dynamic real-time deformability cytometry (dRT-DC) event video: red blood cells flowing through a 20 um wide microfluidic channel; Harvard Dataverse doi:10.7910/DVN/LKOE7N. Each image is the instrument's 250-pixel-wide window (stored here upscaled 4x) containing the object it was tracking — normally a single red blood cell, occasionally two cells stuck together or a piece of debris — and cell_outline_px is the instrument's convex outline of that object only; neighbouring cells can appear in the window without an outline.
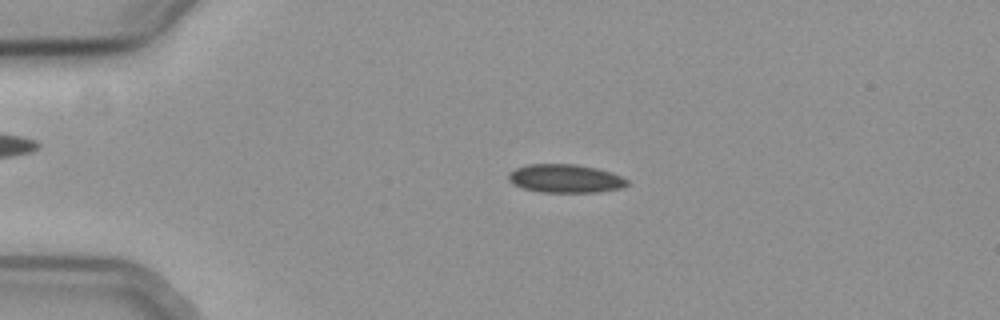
{"species": "common noctule bat (a hibernating species)", "species_latin": "Nyctalus noctula", "temperature_condition": "cold", "stored_images_in_passage": 48, "camera_frame_rate_fps": 3000, "um_per_image_px": 0.085, "animal": {"sex": "female", "body_mass_g": 19.3, "forearm_length_mm": 54.1}, "frame": {"image": 1, "passage_image": 13, "time_ms": 4.0, "image_size_px": [1000, 320], "cell_outline_px": [[628, 184], [620, 188], [600, 192], [540, 192], [524, 188], [512, 184], [508, 180], [508, 172], [516, 168], [528, 164], [576, 164], [596, 168], [612, 172], [628, 180]], "centroid_in_image_um": [48.03, 15.17], "position_along_channel_um": 37.0, "area_um2": 19.71}}
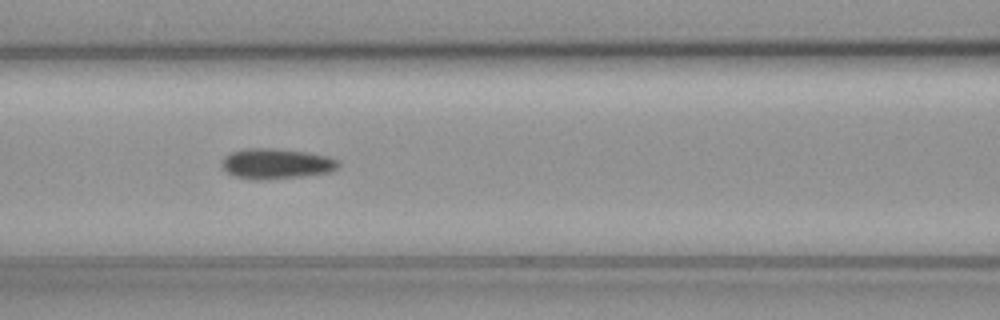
{"frame": {"image": 2, "passage_image": 25, "time_ms": 8.0, "image_size_px": [1000, 320], "cell_outline_px": [[340, 168], [332, 172], [304, 176], [260, 180], [252, 180], [236, 176], [228, 172], [220, 164], [224, 156], [232, 152], [248, 148], [276, 148], [308, 152], [328, 156], [340, 160]], "centroid_in_image_um": [23.55, 13.91], "position_along_channel_um": 143.1, "area_um2": 20.92}}
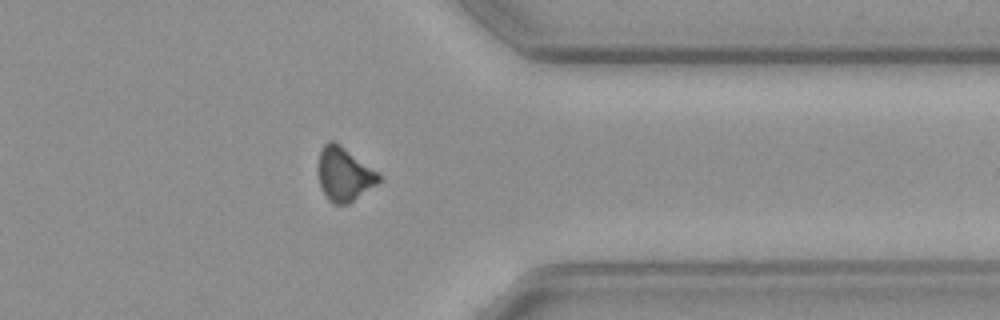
{"frame": {"image": 3, "passage_image": 45, "time_ms": 14.667, "image_size_px": [1000, 320], "cell_outline_px": [[380, 180], [376, 184], [348, 204], [332, 204], [328, 200], [320, 188], [320, 148], [328, 140], [332, 140], [340, 144], [380, 172]], "centroid_in_image_um": [29.27, 14.8], "position_along_channel_um": 382.1, "area_um2": 18.9}}